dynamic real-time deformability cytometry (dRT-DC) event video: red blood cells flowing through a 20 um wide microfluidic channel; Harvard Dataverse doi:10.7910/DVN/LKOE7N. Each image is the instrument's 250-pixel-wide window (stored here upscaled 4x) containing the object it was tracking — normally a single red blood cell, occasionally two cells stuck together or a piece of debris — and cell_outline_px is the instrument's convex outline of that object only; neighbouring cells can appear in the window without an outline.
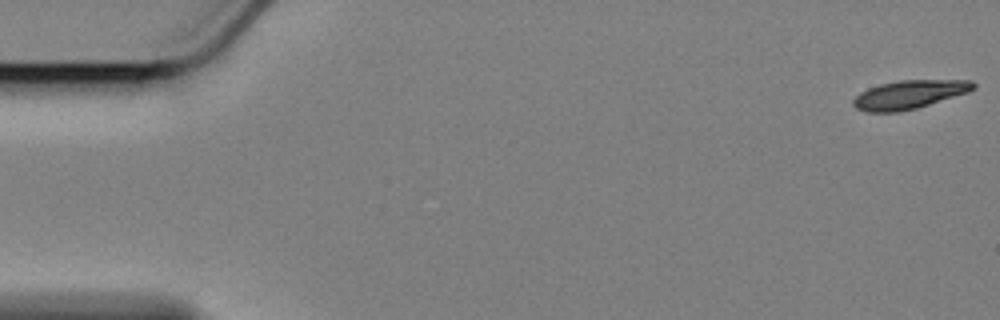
{"species": "Egyptian fruit bat (a non-hibernating species)", "species_latin": "Rousettus aegyptiacus", "temperature_condition": "cold", "stored_images_in_passage": 45, "camera_frame_rate_fps": 3000, "um_per_image_px": 0.085, "animal": {"sex": "female"}, "frame": {"image": 1, "passage_image": 1, "time_ms": 0.0, "image_size_px": [1000, 320], "cell_outline_px": [[976, 88], [968, 92], [916, 108], [900, 112], [868, 112], [856, 108], [852, 104], [852, 100], [860, 92], [868, 88], [880, 84], [900, 80], [972, 80], [976, 84]], "centroid_in_image_um": [77.28, 8.03], "position_along_channel_um": 7.7, "area_um2": 19.94}}
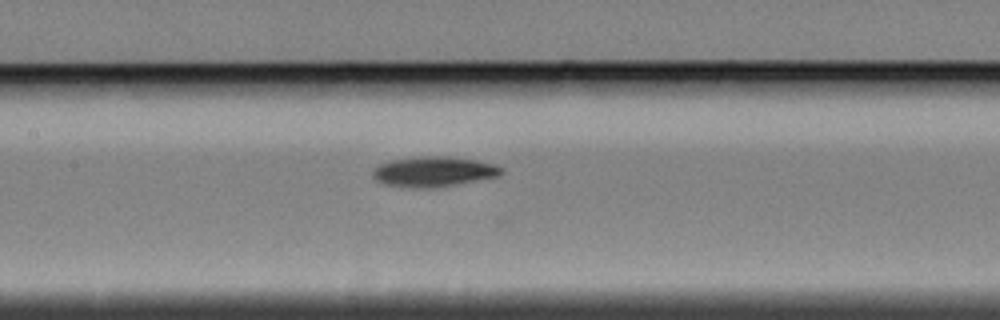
{"frame": {"image": 2, "passage_image": 27, "time_ms": 8.667, "image_size_px": [1000, 320], "cell_outline_px": [[504, 172], [500, 176], [432, 188], [412, 188], [384, 184], [376, 180], [372, 176], [372, 172], [380, 164], [392, 160], [424, 156], [444, 156], [476, 160], [496, 164], [504, 168]], "centroid_in_image_um": [36.89, 14.59], "position_along_channel_um": 170.5, "area_um2": 22.54}}
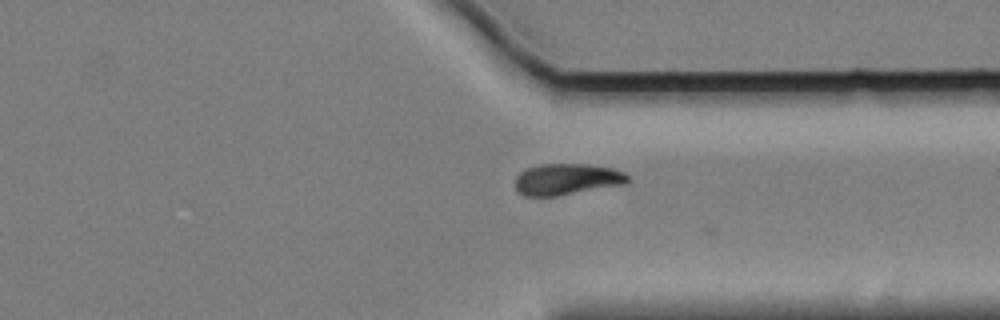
{"frame": {"image": 3, "passage_image": 44, "time_ms": 14.333, "image_size_px": [1000, 320], "cell_outline_px": [[632, 180], [628, 184], [560, 196], [524, 196], [516, 192], [516, 176], [520, 172], [528, 168], [540, 164], [588, 164], [612, 168], [624, 172]], "centroid_in_image_um": [48.23, 15.25], "position_along_channel_um": 363.2, "area_um2": 20.98}}